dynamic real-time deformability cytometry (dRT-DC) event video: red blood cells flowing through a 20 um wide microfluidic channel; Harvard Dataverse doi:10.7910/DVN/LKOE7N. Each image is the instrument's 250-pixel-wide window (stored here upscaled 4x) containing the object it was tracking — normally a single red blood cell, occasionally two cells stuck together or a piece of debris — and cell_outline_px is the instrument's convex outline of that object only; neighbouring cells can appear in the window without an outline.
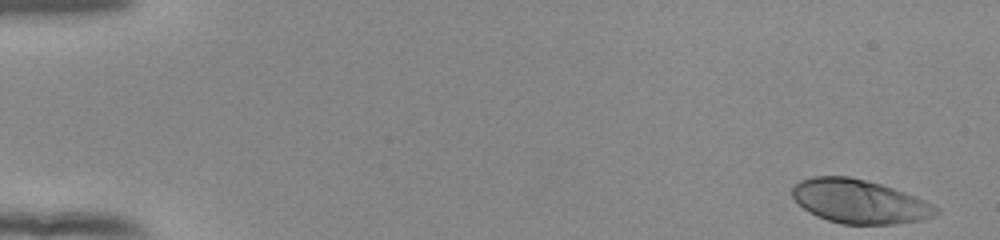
{"species": "human", "species_latin": "Homo sapiens", "temperature_condition": "room temperature", "stored_images_in_passage": 51, "camera_frame_rate_fps": 3000, "um_per_image_px": 0.085, "donor": {"sex": "female"}, "frame": {"image": 1, "passage_image": 1, "time_ms": 0.0, "image_size_px": [1000, 240], "cell_outline_px": [[940, 212], [936, 216], [920, 220], [896, 224], [840, 224], [816, 216], [808, 212], [792, 196], [792, 188], [800, 180], [812, 176], [848, 176], [880, 184], [904, 192], [924, 200], [940, 208]], "centroid_in_image_um": [73.06, 17.13], "position_along_channel_um": 11.9, "area_um2": 36.65}}
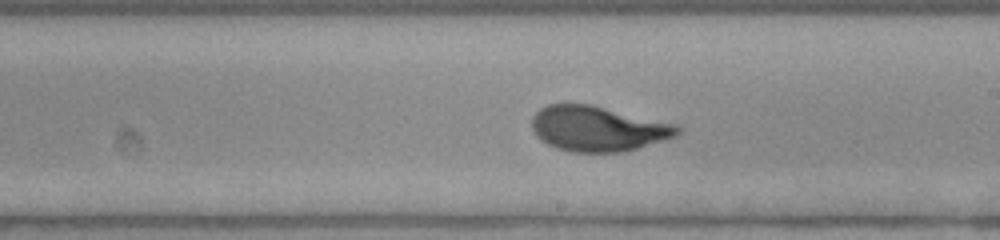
{"frame": {"image": 2, "passage_image": 30, "time_ms": 9.667, "image_size_px": [1000, 240], "cell_outline_px": [[684, 128], [676, 136], [664, 140], [636, 148], [620, 152], [572, 152], [556, 148], [540, 140], [536, 136], [532, 128], [532, 116], [540, 108], [548, 104], [592, 104], [680, 124]], "centroid_in_image_um": [50.86, 10.92], "position_along_channel_um": 238.1, "area_um2": 38.78}}
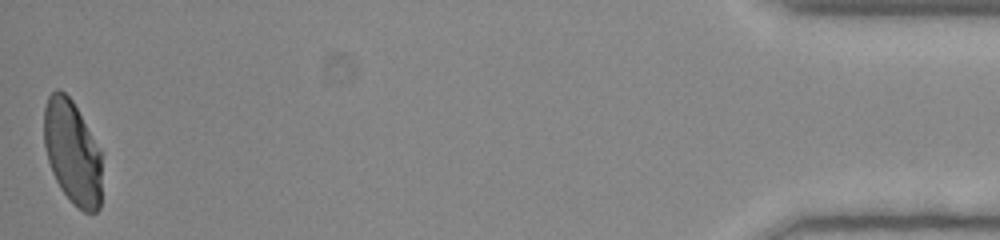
{"frame": {"image": 3, "passage_image": 51, "time_ms": 16.667, "image_size_px": [1000, 240], "cell_outline_px": [[100, 208], [96, 212], [84, 212], [72, 204], [60, 188], [52, 172], [48, 160], [44, 144], [44, 108], [48, 96], [56, 88], [60, 88], [72, 100], [100, 148]], "centroid_in_image_um": [6.13, 12.94], "position_along_channel_um": 429.1, "area_um2": 35.03}, "authors_computed_cell_mechanics": {"area_um2": 37.5122, "velocity_mm_per_s": 3.9455, "shape_relaxation_time_tau1_ms": 4.6957, "shape_relaxation_time_tau2_ms": null, "deformation_change_tau1": 0.1979, "deformation_change_tau2": null}}